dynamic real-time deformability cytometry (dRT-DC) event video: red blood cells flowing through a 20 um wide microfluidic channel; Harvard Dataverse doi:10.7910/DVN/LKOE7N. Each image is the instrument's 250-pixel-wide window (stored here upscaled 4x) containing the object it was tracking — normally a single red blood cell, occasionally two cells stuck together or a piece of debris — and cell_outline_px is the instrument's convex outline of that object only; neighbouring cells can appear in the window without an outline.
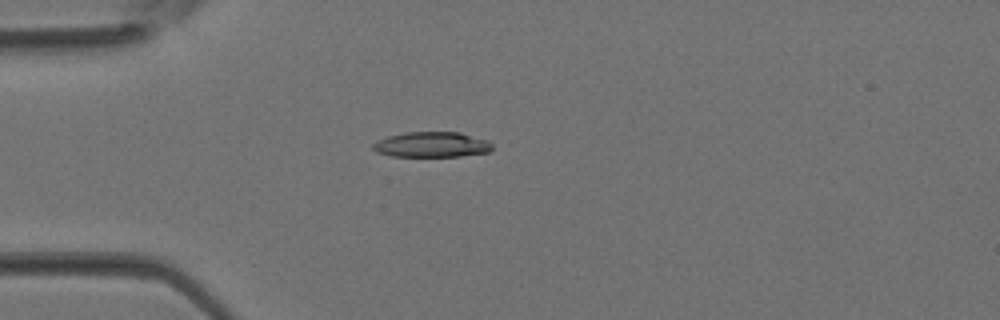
{"species": "Egyptian fruit bat (a non-hibernating species)", "species_latin": "Rousettus aegyptiacus", "temperature_condition": "room temperature", "stored_images_in_passage": 3, "camera_frame_rate_fps": 3000, "um_per_image_px": 0.085, "animal": {"sex": "female"}, "frame": {"image": 1, "passage_image": 3, "time_ms": 0.667, "image_size_px": [1000, 320], "cell_outline_px": [[492, 148], [488, 152], [460, 156], [392, 156], [376, 152], [372, 148], [372, 144], [376, 140], [388, 136], [404, 132], [460, 132], [488, 140], [492, 144]], "centroid_in_image_um": [36.67, 12.28], "position_along_channel_um": 48.3, "area_um2": 17.69}}